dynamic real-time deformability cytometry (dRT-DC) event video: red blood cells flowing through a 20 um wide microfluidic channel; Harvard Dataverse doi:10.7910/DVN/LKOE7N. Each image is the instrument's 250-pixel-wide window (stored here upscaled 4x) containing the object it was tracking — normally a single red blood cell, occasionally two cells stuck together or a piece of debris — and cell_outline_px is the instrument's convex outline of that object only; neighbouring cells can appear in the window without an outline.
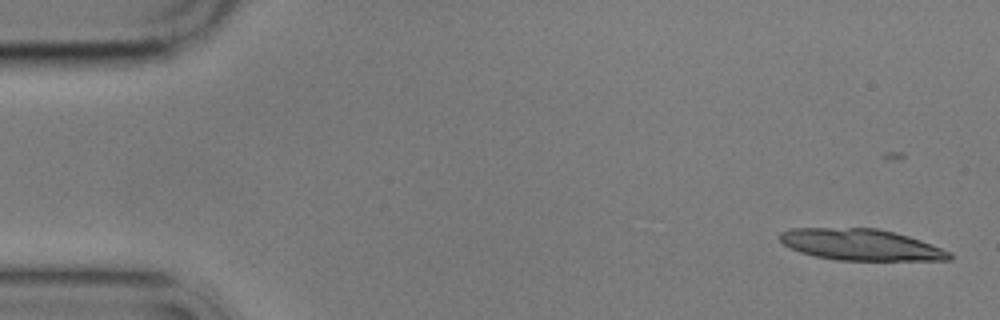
{"species": "common noctule bat (a hibernating species)", "species_latin": "Nyctalus noctula", "temperature_condition": "cold", "stored_images_in_passage": 4, "camera_frame_rate_fps": 3000, "um_per_image_px": 0.085, "animal": {"sex": "male", "body_mass_g": 17.9}, "frame": {"image": 1, "passage_image": 1, "time_ms": 0.0, "image_size_px": [1000, 320], "cell_outline_px": [[952, 260], [836, 260], [816, 256], [800, 252], [784, 244], [780, 240], [780, 232], [792, 228], [876, 228], [896, 232], [920, 240], [952, 252]], "centroid_in_image_um": [73.19, 20.8], "position_along_channel_um": 11.8, "area_um2": 30.87}}